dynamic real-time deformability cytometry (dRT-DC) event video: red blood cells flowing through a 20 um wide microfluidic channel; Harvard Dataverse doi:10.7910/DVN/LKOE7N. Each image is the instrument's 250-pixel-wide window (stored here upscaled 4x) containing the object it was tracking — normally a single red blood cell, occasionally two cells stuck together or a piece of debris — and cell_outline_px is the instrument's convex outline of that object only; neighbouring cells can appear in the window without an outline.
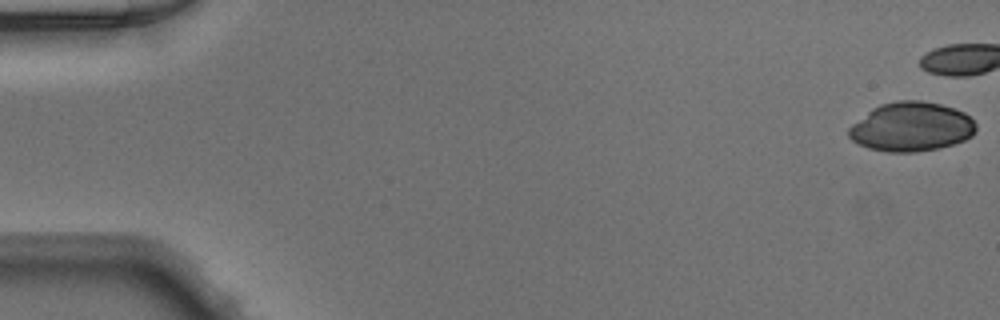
{"species": "Egyptian fruit bat (a non-hibernating species)", "species_latin": "Rousettus aegyptiacus", "temperature_condition": "warm", "stored_images_in_passage": 39, "camera_frame_rate_fps": 3000, "um_per_image_px": 0.085, "animal": {"sex": "male"}, "frame": {"image": 1, "passage_image": 1, "time_ms": 0.0, "image_size_px": [1000, 320], "cell_outline_px": [[976, 128], [972, 136], [964, 140], [952, 144], [936, 148], [916, 152], [888, 152], [868, 148], [852, 140], [848, 136], [848, 128], [852, 124], [872, 108], [880, 104], [896, 100], [920, 100], [940, 104], [964, 112], [976, 124]], "centroid_in_image_um": [77.44, 10.77], "position_along_channel_um": 7.6, "area_um2": 36.36}}